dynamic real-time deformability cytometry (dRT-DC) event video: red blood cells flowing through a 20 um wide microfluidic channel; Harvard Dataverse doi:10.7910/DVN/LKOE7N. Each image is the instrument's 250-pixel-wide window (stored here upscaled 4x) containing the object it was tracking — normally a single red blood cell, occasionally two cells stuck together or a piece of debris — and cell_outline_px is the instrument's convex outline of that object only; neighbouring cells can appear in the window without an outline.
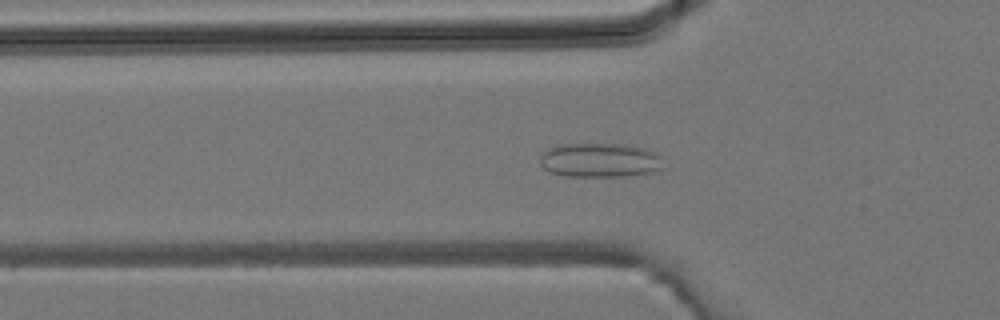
{"species": "common noctule bat (a hibernating species)", "species_latin": "Nyctalus noctula", "temperature_condition": "room temperature", "stored_images_in_passage": 34, "camera_frame_rate_fps": 3000, "um_per_image_px": 0.085, "animal": {"sex": "male", "body_mass_g": 19.2, "forearm_length_mm": 51.8}, "frame": {"image": 1, "passage_image": 5, "time_ms": 1.333, "image_size_px": [1000, 320], "cell_outline_px": [[660, 168], [652, 172], [624, 176], [564, 176], [548, 172], [540, 164], [540, 156], [548, 148], [556, 144], [624, 144], [644, 148], [656, 152], [660, 156]], "centroid_in_image_um": [50.92, 13.61], "position_along_channel_um": 74.9, "area_um2": 24.62}}
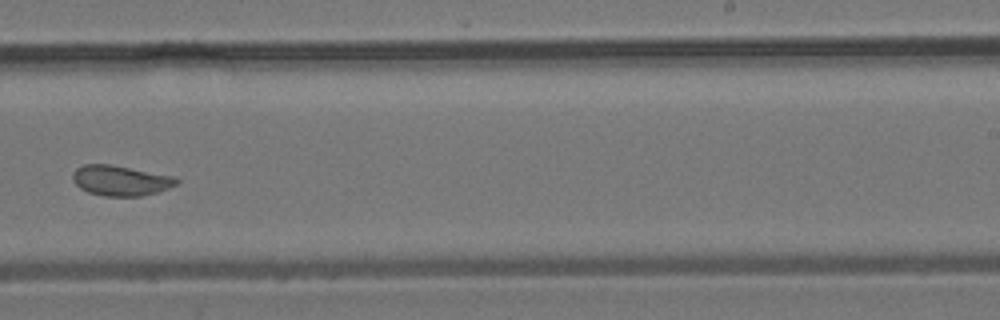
{"frame": {"image": 2, "passage_image": 18, "time_ms": 5.667, "image_size_px": [1000, 320], "cell_outline_px": [[180, 180], [176, 184], [168, 188], [156, 192], [140, 196], [104, 196], [88, 192], [80, 188], [72, 180], [72, 172], [76, 168], [84, 164], [112, 164], [176, 176]], "centroid_in_image_um": [10.24, 15.33], "position_along_channel_um": 278.8, "area_um2": 18.5}}
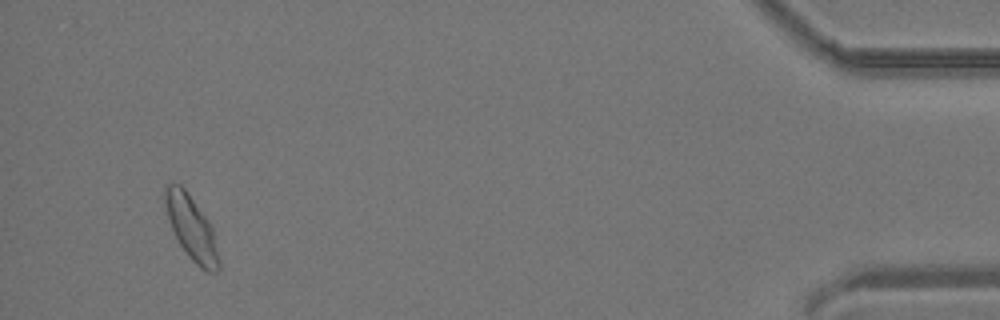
{"frame": {"image": 3, "passage_image": 32, "time_ms": 10.333, "image_size_px": [1000, 320], "cell_outline_px": [[220, 268], [216, 272], [208, 272], [200, 268], [188, 256], [180, 244], [172, 228], [164, 204], [164, 188], [168, 184], [180, 184], [184, 188], [208, 220], [212, 228], [220, 264]], "centroid_in_image_um": [16.27, 19.38], "position_along_channel_um": 418.9, "area_um2": 19.65}}